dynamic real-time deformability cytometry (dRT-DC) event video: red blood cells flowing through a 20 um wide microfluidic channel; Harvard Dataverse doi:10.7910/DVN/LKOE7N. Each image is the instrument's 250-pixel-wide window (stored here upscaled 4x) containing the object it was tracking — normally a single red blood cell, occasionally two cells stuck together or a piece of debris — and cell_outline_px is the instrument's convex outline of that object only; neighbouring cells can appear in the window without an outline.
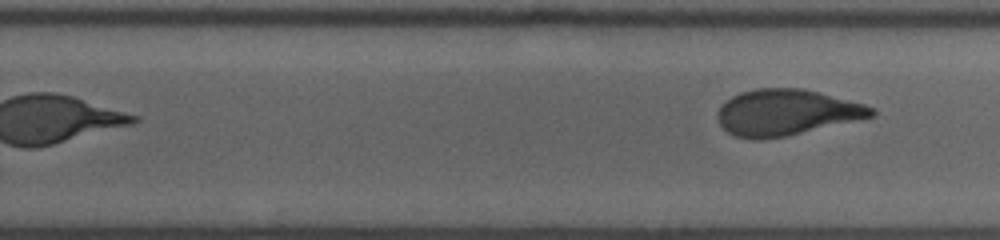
{"species": "human", "species_latin": "Homo sapiens", "temperature_condition": "room temperature", "stored_images_in_passage": 14, "segment_of_instrument_passage": [2, 2], "camera_frame_rate_fps": 3000, "um_per_image_px": 0.085, "donor": {"sex": "male"}, "frame": {"image": 1, "passage_image": 14, "time_ms": 7.333, "image_size_px": [1000, 240], "cell_outline_px": [[876, 116], [788, 136], [760, 140], [752, 140], [736, 136], [728, 132], [720, 124], [720, 108], [732, 96], [740, 92], [756, 88], [800, 88], [864, 104], [876, 108]], "centroid_in_image_um": [66.88, 9.57], "position_along_channel_um": 262.9, "area_um2": 40.98}}